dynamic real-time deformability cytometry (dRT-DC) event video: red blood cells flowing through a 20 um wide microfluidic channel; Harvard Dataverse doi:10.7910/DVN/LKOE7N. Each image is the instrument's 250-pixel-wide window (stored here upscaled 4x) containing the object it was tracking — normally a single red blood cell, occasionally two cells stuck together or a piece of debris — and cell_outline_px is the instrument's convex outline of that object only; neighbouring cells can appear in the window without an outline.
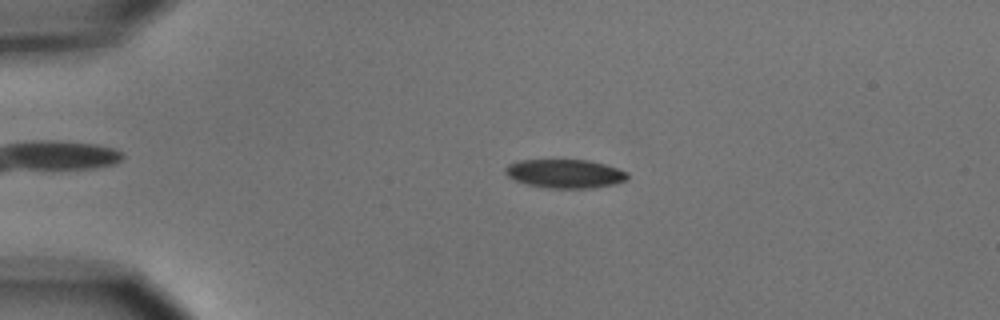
{"species": "common noctule bat (a hibernating species)", "species_latin": "Nyctalus noctula", "temperature_condition": "cold", "stored_images_in_passage": 5, "camera_frame_rate_fps": 3000, "um_per_image_px": 0.085, "animal": {"sex": "male", "body_mass_g": 15.6}, "frame": {"image": 1, "passage_image": 3, "time_ms": 2.333, "image_size_px": [1000, 320], "cell_outline_px": [[628, 180], [616, 184], [592, 188], [552, 188], [528, 184], [516, 180], [508, 176], [504, 172], [504, 168], [508, 164], [516, 160], [588, 160], [604, 164], [628, 172]], "centroid_in_image_um": [48.04, 14.76], "position_along_channel_um": 37.0, "area_um2": 20.46}}